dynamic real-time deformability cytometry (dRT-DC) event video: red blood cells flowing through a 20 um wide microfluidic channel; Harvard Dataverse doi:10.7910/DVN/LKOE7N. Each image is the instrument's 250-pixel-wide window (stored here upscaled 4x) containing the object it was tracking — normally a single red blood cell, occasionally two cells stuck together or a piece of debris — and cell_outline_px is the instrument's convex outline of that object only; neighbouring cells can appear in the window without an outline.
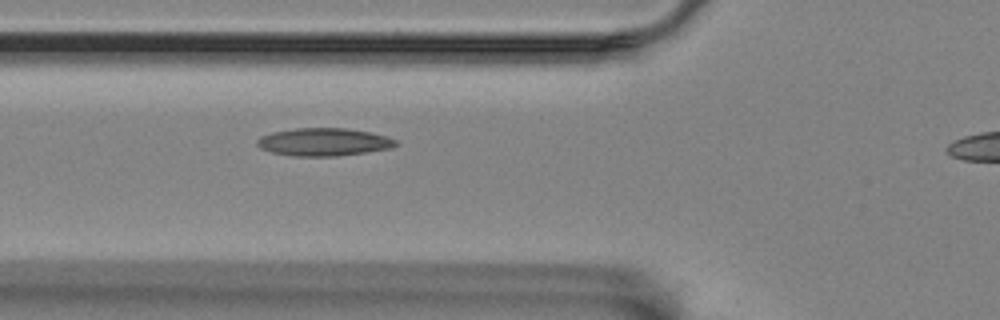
{"species": "Egyptian fruit bat (a non-hibernating species)", "species_latin": "Rousettus aegyptiacus", "temperature_condition": "room temperature", "stored_images_in_passage": 7, "segment_of_instrument_passage": [1, 2], "camera_frame_rate_fps": 3000, "um_per_image_px": 0.085, "animal": {"sex": "female"}, "frame": {"image": 1, "passage_image": 6, "time_ms": 7.0, "image_size_px": [1000, 320], "cell_outline_px": [[400, 144], [392, 148], [336, 156], [296, 156], [272, 152], [260, 148], [256, 144], [256, 140], [260, 136], [272, 132], [296, 128], [348, 128], [368, 132], [384, 136], [396, 140]], "centroid_in_image_um": [27.5, 12.06], "position_along_channel_um": 98.3, "area_um2": 22.37}}